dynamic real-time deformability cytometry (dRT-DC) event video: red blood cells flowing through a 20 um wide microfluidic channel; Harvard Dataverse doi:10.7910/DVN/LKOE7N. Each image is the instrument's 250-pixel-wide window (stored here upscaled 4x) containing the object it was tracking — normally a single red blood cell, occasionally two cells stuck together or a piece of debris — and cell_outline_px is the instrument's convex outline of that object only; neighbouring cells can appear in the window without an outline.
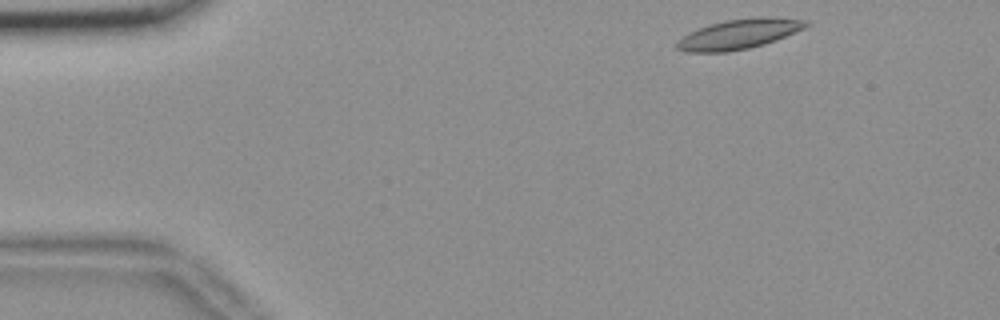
{"species": "common noctule bat (a hibernating species)", "species_latin": "Nyctalus noctula", "temperature_condition": "room temperature", "stored_images_in_passage": 9, "camera_frame_rate_fps": 3000, "um_per_image_px": 0.085, "animal": {"sex": "female", "body_mass_g": 18.4}, "frame": {"image": 1, "passage_image": 1, "time_ms": 0.0, "image_size_px": [1000, 320], "cell_outline_px": [[812, 24], [804, 28], [776, 40], [764, 44], [748, 48], [728, 52], [684, 52], [676, 48], [676, 40], [688, 32], [708, 24], [724, 20], [760, 16], [768, 16], [808, 20]], "centroid_in_image_um": [62.79, 2.88], "position_along_channel_um": 22.2, "area_um2": 22.83}}